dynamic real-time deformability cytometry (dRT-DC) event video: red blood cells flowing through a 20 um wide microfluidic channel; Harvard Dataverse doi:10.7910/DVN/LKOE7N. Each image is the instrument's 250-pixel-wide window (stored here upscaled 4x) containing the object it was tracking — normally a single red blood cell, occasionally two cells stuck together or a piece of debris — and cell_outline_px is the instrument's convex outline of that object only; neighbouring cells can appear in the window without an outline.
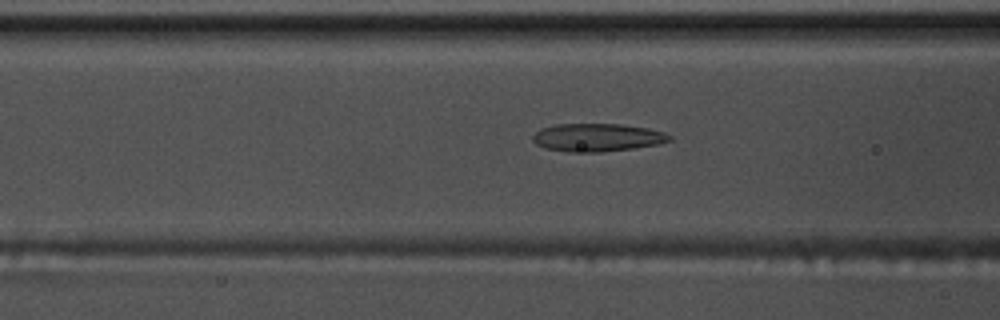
{"species": "common noctule bat (a hibernating species)", "species_latin": "Nyctalus noctula", "temperature_condition": "warm", "stored_images_in_passage": 54, "camera_frame_rate_fps": 3000, "um_per_image_px": 0.085, "animal": {"sex": "male", "body_mass_g": 17.5, "forearm_length_mm": 52.3}, "frame": {"image": 1, "passage_image": 22, "time_ms": 7.0, "image_size_px": [1000, 320], "cell_outline_px": [[672, 140], [656, 144], [632, 148], [600, 152], [572, 152], [544, 148], [536, 144], [532, 140], [532, 136], [540, 128], [556, 124], [620, 124], [648, 128], [664, 132], [672, 136]], "centroid_in_image_um": [50.74, 11.68], "position_along_channel_um": 115.9, "area_um2": 22.25}}
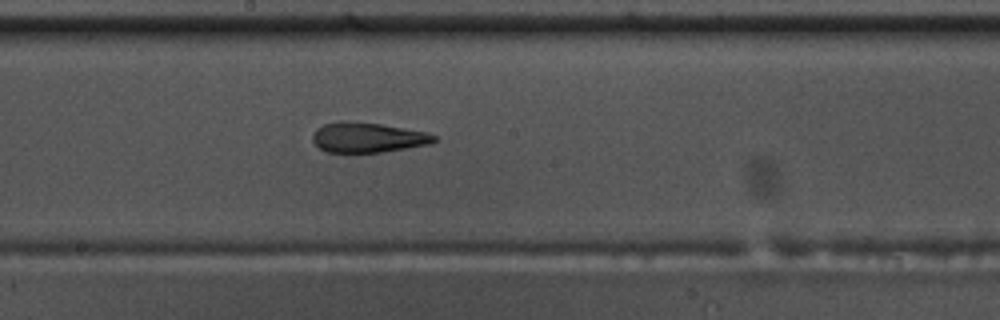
{"frame": {"image": 2, "passage_image": 30, "time_ms": 9.667, "image_size_px": [1000, 320], "cell_outline_px": [[440, 140], [432, 144], [380, 152], [328, 152], [320, 148], [312, 140], [312, 136], [316, 128], [324, 124], [336, 120], [344, 120], [380, 124], [428, 132], [436, 136]], "centroid_in_image_um": [31.28, 11.67], "position_along_channel_um": 216.9, "area_um2": 21.44}}
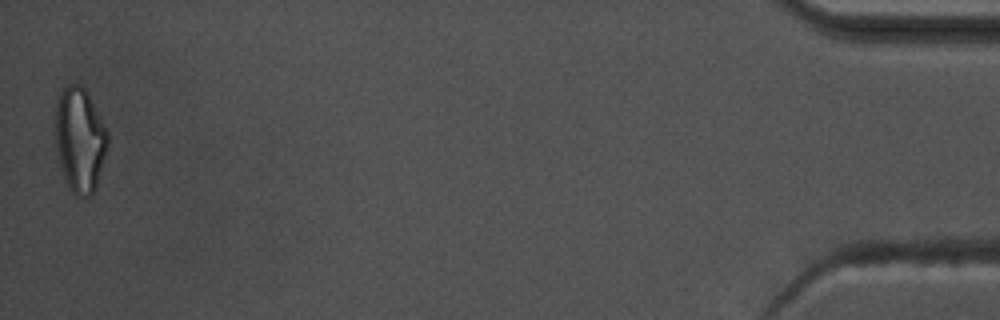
{"frame": {"image": 3, "passage_image": 54, "time_ms": 17.667, "image_size_px": [1000, 320], "cell_outline_px": [[108, 144], [96, 188], [88, 196], [76, 196], [72, 192], [64, 176], [60, 164], [52, 124], [56, 100], [60, 92], [68, 84], [80, 84], [84, 88], [108, 132]], "centroid_in_image_um": [6.74, 11.84], "position_along_channel_um": 428.5, "area_um2": 32.02}, "authors_computed_cell_mechanics": {"area_um2": 22.8021, "velocity_mm_per_s": 3.8052, "shape_relaxation_time_tau1_ms": null, "shape_relaxation_time_tau2_ms": 2.8791, "deformation_change_tau1": null, "deformation_change_tau2": 0.1363}}